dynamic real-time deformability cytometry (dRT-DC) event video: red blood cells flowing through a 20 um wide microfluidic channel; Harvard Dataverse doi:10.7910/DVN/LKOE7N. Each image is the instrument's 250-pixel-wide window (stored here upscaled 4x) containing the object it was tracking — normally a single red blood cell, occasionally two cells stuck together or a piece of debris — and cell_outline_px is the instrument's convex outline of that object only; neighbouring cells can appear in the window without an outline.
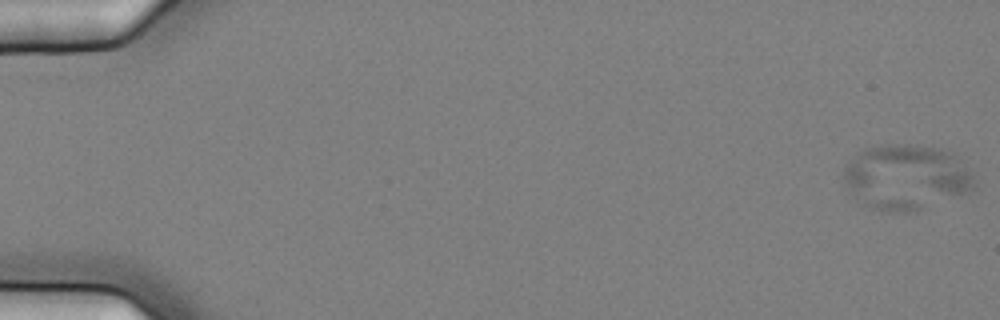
{"species": "common noctule bat (a hibernating species)", "species_latin": "Nyctalus noctula", "temperature_condition": "cold", "stored_images_in_passage": 57, "camera_frame_rate_fps": 3000, "um_per_image_px": 0.085, "animal": {"sex": "female", "body_mass_g": 25.1}, "frame": {"image": 1, "passage_image": 1, "time_ms": 0.0, "image_size_px": [1000, 320], "cell_outline_px": [[972, 188], [964, 192], [916, 212], [904, 212], [872, 208], [864, 204], [848, 188], [844, 180], [844, 168], [864, 148], [884, 144], [908, 144], [936, 148], [952, 156], [972, 176]], "centroid_in_image_um": [76.94, 15.06], "position_along_channel_um": 8.1, "area_um2": 47.86}}
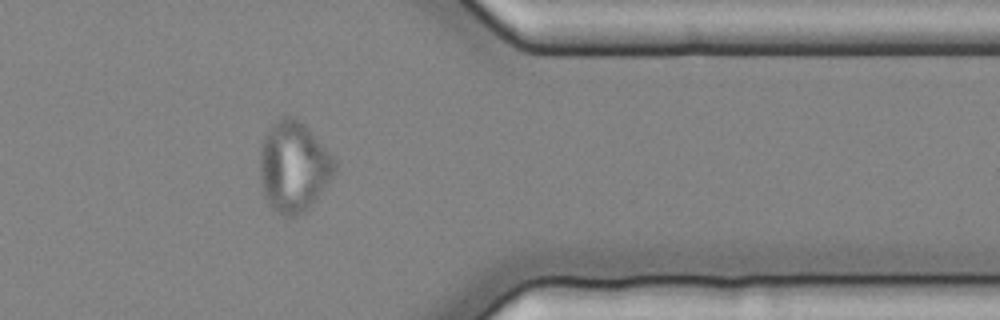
{"frame": {"image": 2, "passage_image": 47, "time_ms": 15.333, "image_size_px": [1000, 320], "cell_outline_px": [[336, 172], [312, 208], [296, 216], [280, 216], [264, 200], [260, 180], [260, 148], [264, 136], [276, 120], [280, 116], [292, 116], [300, 120], [308, 128], [336, 160]], "centroid_in_image_um": [24.96, 14.21], "position_along_channel_um": 386.4, "area_um2": 40.17}}
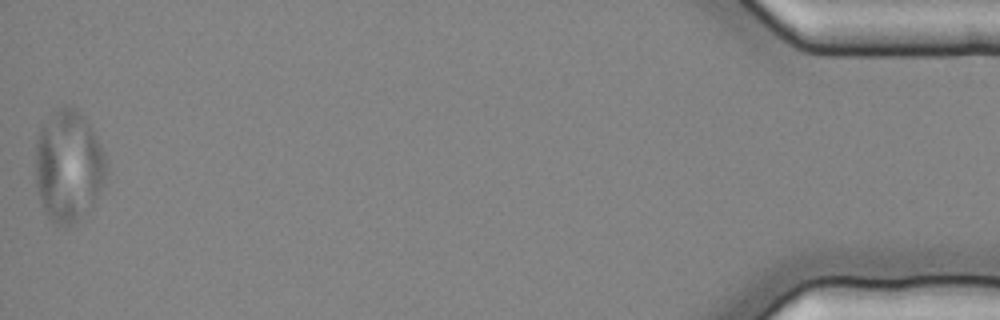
{"frame": {"image": 3, "passage_image": 57, "time_ms": 18.667, "image_size_px": [1000, 320], "cell_outline_px": [[108, 168], [104, 180], [92, 204], [72, 224], [64, 228], [56, 224], [48, 216], [40, 200], [36, 188], [36, 140], [40, 124], [52, 112], [64, 104], [76, 108], [84, 116], [92, 128], [104, 152]], "centroid_in_image_um": [5.79, 14.04], "position_along_channel_um": 429.4, "area_um2": 46.18}}